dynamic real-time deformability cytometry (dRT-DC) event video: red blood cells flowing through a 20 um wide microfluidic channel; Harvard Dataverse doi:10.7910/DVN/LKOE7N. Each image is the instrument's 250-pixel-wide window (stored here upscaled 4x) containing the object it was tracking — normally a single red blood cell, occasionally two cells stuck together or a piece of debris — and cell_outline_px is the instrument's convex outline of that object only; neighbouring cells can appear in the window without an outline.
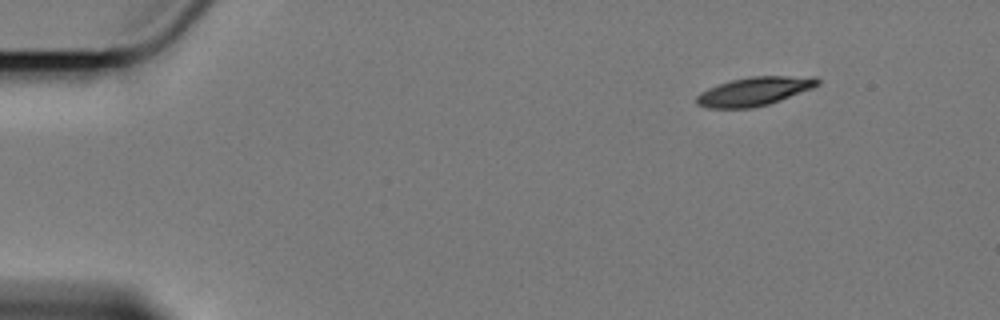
{"species": "Egyptian fruit bat (a non-hibernating species)", "species_latin": "Rousettus aegyptiacus", "temperature_condition": "cold", "stored_images_in_passage": 4, "camera_frame_rate_fps": 3000, "um_per_image_px": 0.085, "animal": {"sex": "female"}, "frame": {"image": 1, "passage_image": 1, "time_ms": 0.0, "image_size_px": [1000, 320], "cell_outline_px": [[820, 84], [812, 88], [780, 100], [768, 104], [752, 108], [708, 108], [696, 104], [696, 96], [700, 92], [708, 88], [732, 80], [748, 76], [816, 76], [820, 80]], "centroid_in_image_um": [64.13, 7.76], "position_along_channel_um": 20.9, "area_um2": 20.23}}
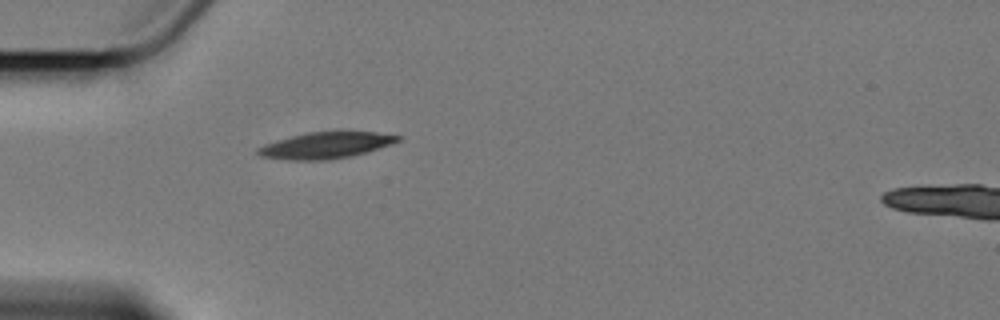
{"frame": {"image": 2, "passage_image": 4, "time_ms": 3.667, "image_size_px": [1000, 320], "cell_outline_px": [[400, 140], [392, 144], [364, 152], [348, 156], [324, 160], [288, 160], [260, 156], [256, 152], [256, 148], [264, 144], [276, 140], [304, 132], [336, 128], [344, 128], [376, 132], [400, 136]], "centroid_in_image_um": [27.68, 12.28], "position_along_channel_um": 57.3, "area_um2": 22.37}}